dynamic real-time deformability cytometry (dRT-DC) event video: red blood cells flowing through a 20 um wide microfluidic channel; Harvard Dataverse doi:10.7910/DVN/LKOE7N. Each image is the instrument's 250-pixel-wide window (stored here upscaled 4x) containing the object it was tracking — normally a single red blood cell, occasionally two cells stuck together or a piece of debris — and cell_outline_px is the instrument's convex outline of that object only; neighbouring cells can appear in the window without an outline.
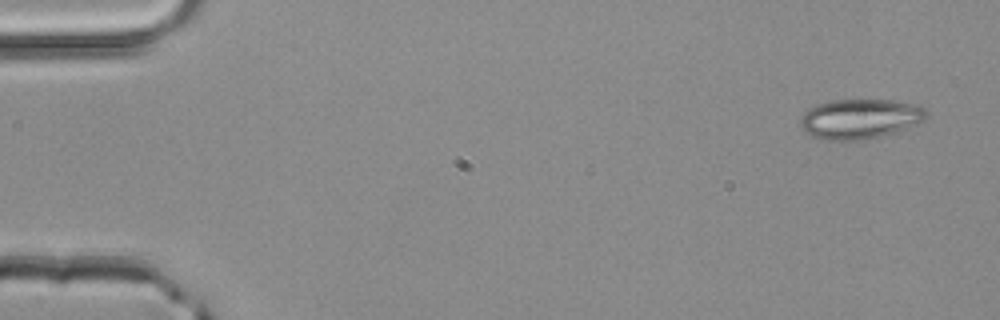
{"species": "common noctule bat (a hibernating species)", "species_latin": "Nyctalus noctula", "temperature_condition": "room temperature", "stored_images_in_passage": 4, "camera_frame_rate_fps": 3000, "um_per_image_px": 0.085, "animal": {"sex": "male", "body_mass_g": 20.4}, "frame": {"image": 1, "passage_image": 1, "time_ms": 0.0, "image_size_px": [1000, 320], "cell_outline_px": [[928, 116], [924, 120], [916, 124], [880, 136], [860, 140], [824, 140], [812, 136], [804, 132], [800, 124], [800, 120], [804, 112], [816, 104], [832, 100], [892, 100], [920, 104], [928, 112]], "centroid_in_image_um": [73.09, 10.09], "position_along_channel_um": 11.9, "area_um2": 29.3}}